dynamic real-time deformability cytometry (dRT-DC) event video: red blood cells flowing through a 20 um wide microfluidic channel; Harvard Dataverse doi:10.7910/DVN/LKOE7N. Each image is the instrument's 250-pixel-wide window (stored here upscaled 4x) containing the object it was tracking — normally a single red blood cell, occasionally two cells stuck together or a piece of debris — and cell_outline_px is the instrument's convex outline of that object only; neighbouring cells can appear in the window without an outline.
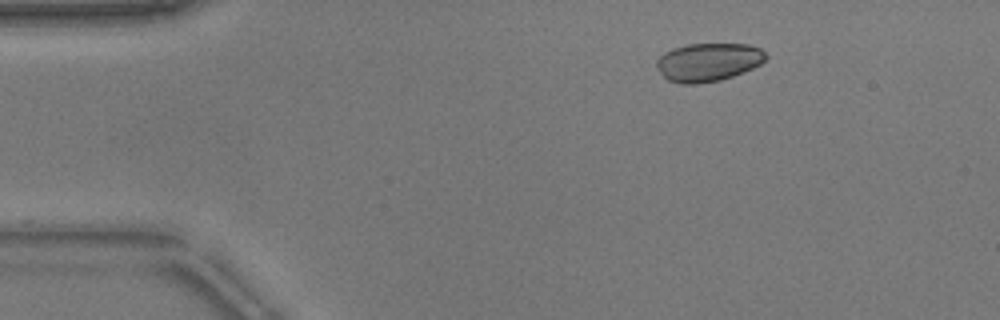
{"species": "common noctule bat (a hibernating species)", "species_latin": "Nyctalus noctula", "temperature_condition": "warm", "stored_images_in_passage": 52, "camera_frame_rate_fps": 3000, "um_per_image_px": 0.085, "animal": {"sex": "male", "body_mass_g": 17.9}, "frame": {"image": 1, "passage_image": 8, "time_ms": 2.333, "image_size_px": [1000, 320], "cell_outline_px": [[768, 56], [760, 64], [744, 72], [720, 80], [696, 84], [680, 84], [668, 80], [656, 68], [656, 60], [664, 52], [672, 48], [688, 44], [748, 44], [760, 48]], "centroid_in_image_um": [60.18, 5.28], "position_along_channel_um": 24.8, "area_um2": 24.45}}
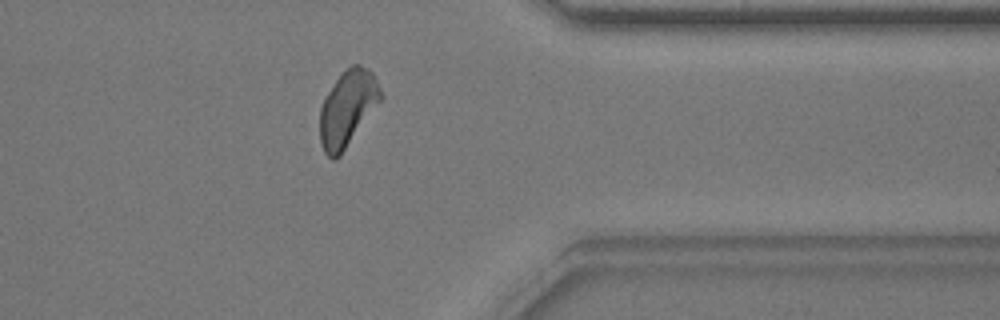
{"frame": {"image": 2, "passage_image": 42, "time_ms": 13.667, "image_size_px": [1000, 320], "cell_outline_px": [[384, 96], [340, 156], [336, 160], [332, 160], [324, 152], [320, 140], [320, 108], [328, 92], [340, 72], [344, 68], [352, 64], [360, 64], [368, 68], [372, 72]], "centroid_in_image_um": [29.54, 9.19], "position_along_channel_um": 381.9, "area_um2": 26.93}}
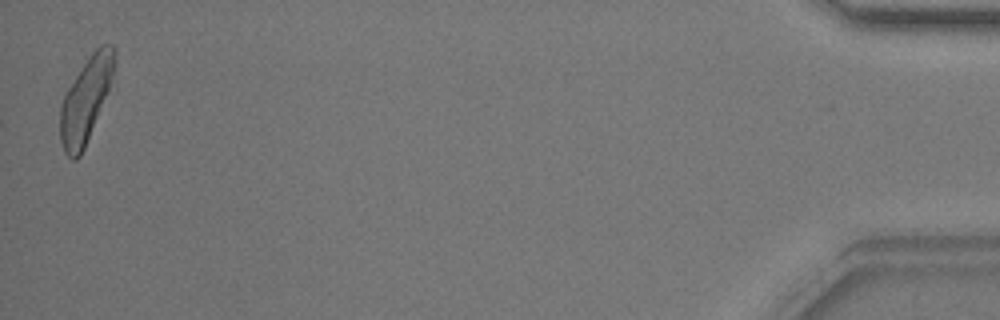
{"frame": {"image": 3, "passage_image": 52, "time_ms": 17.0, "image_size_px": [1000, 320], "cell_outline_px": [[116, 60], [112, 76], [108, 88], [84, 148], [80, 156], [76, 160], [72, 160], [64, 152], [60, 140], [60, 104], [68, 88], [92, 52], [100, 44], [112, 44], [116, 52]], "centroid_in_image_um": [7.27, 8.48], "position_along_channel_um": 427.9, "area_um2": 25.95}, "authors_computed_cell_mechanics": {"area_um2": 25.2586, "velocity_mm_per_s": 3.8306, "shape_relaxation_time_tau1_ms": 2.1708, "shape_relaxation_time_tau2_ms": 0.8549, "deformation_change_tau1": 0.0676, "deformation_change_tau2": 0.05}}